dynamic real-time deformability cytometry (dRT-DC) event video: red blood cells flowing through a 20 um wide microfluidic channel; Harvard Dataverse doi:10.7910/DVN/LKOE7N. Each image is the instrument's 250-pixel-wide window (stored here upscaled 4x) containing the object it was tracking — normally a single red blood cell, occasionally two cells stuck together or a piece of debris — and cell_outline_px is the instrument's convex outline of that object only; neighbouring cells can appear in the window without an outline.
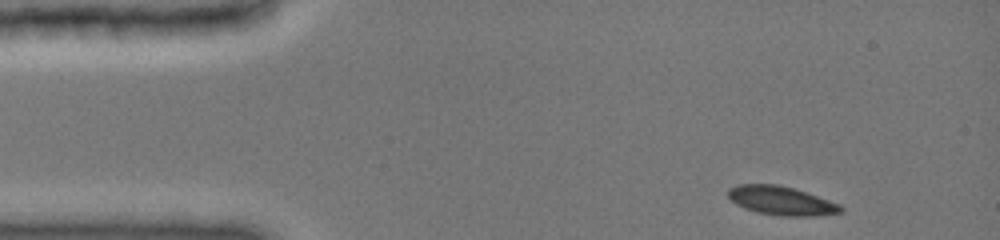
{"species": "common noctule bat (a hibernating species)", "species_latin": "Nyctalus noctula", "temperature_condition": "cold", "stored_images_in_passage": 13, "camera_frame_rate_fps": 3000, "um_per_image_px": 0.085, "animal": {"sex": "female", "body_mass_g": 19.0, "forearm_length_mm": 51.5}, "frame": {"image": 1, "passage_image": 1, "time_ms": 0.0, "image_size_px": [1000, 240], "cell_outline_px": [[844, 212], [820, 216], [780, 216], [756, 212], [744, 208], [736, 204], [728, 196], [728, 188], [740, 184], [776, 184], [792, 188], [840, 204], [844, 208]], "centroid_in_image_um": [66.42, 17.07], "position_along_channel_um": 18.6, "area_um2": 18.9}}
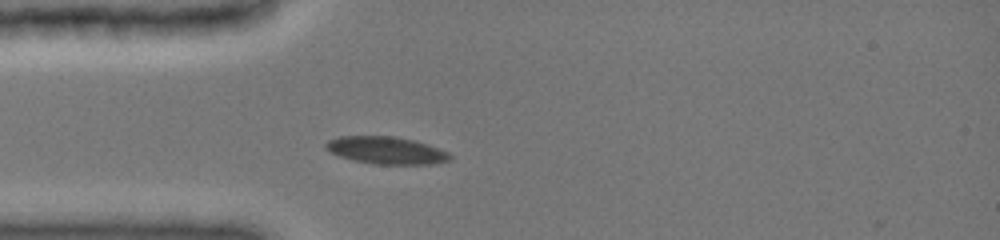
{"frame": {"image": 2, "passage_image": 8, "time_ms": 2.667, "image_size_px": [1000, 240], "cell_outline_px": [[452, 160], [432, 164], [376, 164], [352, 160], [340, 156], [324, 148], [324, 144], [328, 140], [340, 136], [396, 136], [416, 140], [428, 144], [448, 152], [452, 156]], "centroid_in_image_um": [32.85, 12.77], "position_along_channel_um": 52.1, "area_um2": 19.94}}
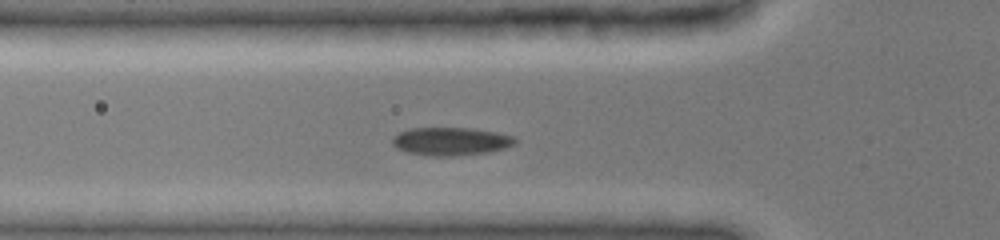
{"frame": {"image": 3, "passage_image": 11, "time_ms": 3.667, "image_size_px": [1000, 240], "cell_outline_px": [[516, 144], [504, 148], [484, 152], [452, 156], [436, 156], [408, 152], [396, 148], [392, 144], [392, 136], [400, 132], [412, 128], [472, 128], [496, 132], [516, 136]], "centroid_in_image_um": [38.32, 12.0], "position_along_channel_um": 87.5, "area_um2": 19.94}}